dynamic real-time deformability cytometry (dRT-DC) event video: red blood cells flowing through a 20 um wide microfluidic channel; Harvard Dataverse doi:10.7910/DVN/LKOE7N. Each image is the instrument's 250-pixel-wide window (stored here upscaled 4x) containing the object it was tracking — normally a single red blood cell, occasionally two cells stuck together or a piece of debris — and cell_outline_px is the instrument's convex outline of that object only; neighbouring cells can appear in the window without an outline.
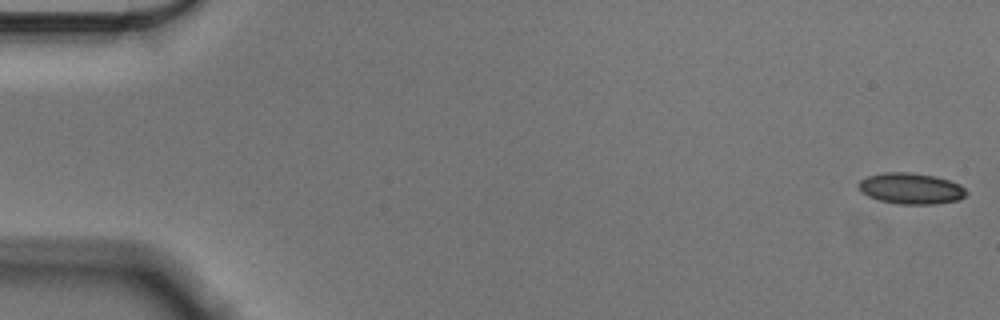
{"species": "Egyptian fruit bat (a non-hibernating species)", "species_latin": "Rousettus aegyptiacus", "temperature_condition": "cold", "stored_images_in_passage": 56, "camera_frame_rate_fps": 3000, "um_per_image_px": 0.085, "animal": {"sex": "male"}, "frame": {"image": 1, "passage_image": 1, "time_ms": 0.0, "image_size_px": [1000, 320], "cell_outline_px": [[968, 192], [960, 200], [936, 204], [896, 204], [880, 200], [868, 196], [860, 192], [856, 184], [860, 180], [868, 176], [884, 172], [908, 172], [936, 176], [960, 184]], "centroid_in_image_um": [77.41, 16.02], "position_along_channel_um": 7.6, "area_um2": 19.71}}
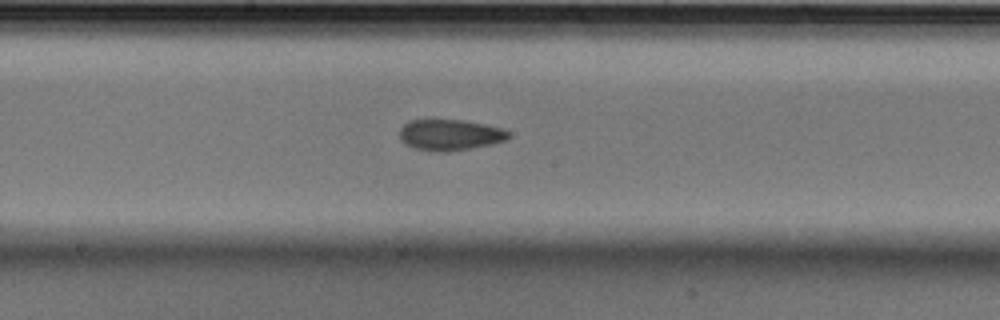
{"frame": {"image": 2, "passage_image": 30, "time_ms": 9.667, "image_size_px": [1000, 320], "cell_outline_px": [[512, 136], [504, 140], [492, 144], [448, 152], [436, 152], [416, 148], [404, 144], [400, 140], [400, 128], [408, 120], [464, 120], [484, 124], [500, 128], [508, 132]], "centroid_in_image_um": [38.22, 11.47], "position_along_channel_um": 210.0, "area_um2": 19.65}}
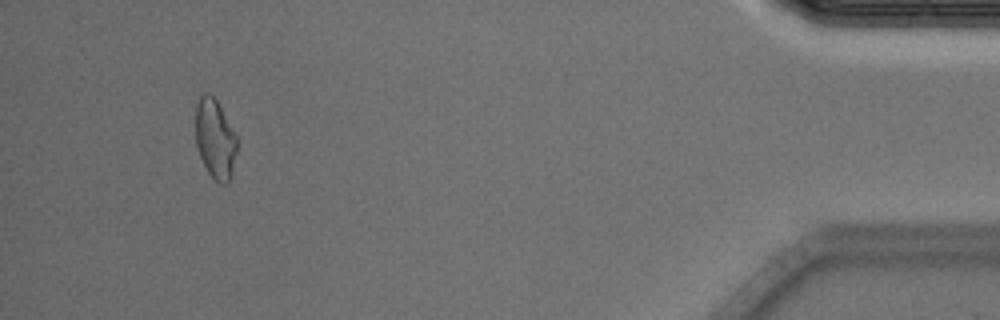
{"frame": {"image": 3, "passage_image": 53, "time_ms": 17.333, "image_size_px": [1000, 320], "cell_outline_px": [[240, 140], [232, 176], [228, 184], [220, 184], [208, 172], [200, 156], [196, 144], [196, 104], [200, 96], [204, 92], [208, 92], [216, 100]], "centroid_in_image_um": [18.33, 11.83], "position_along_channel_um": 416.9, "area_um2": 19.59}, "authors_computed_cell_mechanics": {"area_um2": 19.652, "velocity_mm_per_s": 3.5639, "shape_relaxation_time_tau1_ms": 7.3274, "shape_relaxation_time_tau2_ms": 4.6351, "deformation_change_tau1": 0.1303, "deformation_change_tau2": 0.0879}}